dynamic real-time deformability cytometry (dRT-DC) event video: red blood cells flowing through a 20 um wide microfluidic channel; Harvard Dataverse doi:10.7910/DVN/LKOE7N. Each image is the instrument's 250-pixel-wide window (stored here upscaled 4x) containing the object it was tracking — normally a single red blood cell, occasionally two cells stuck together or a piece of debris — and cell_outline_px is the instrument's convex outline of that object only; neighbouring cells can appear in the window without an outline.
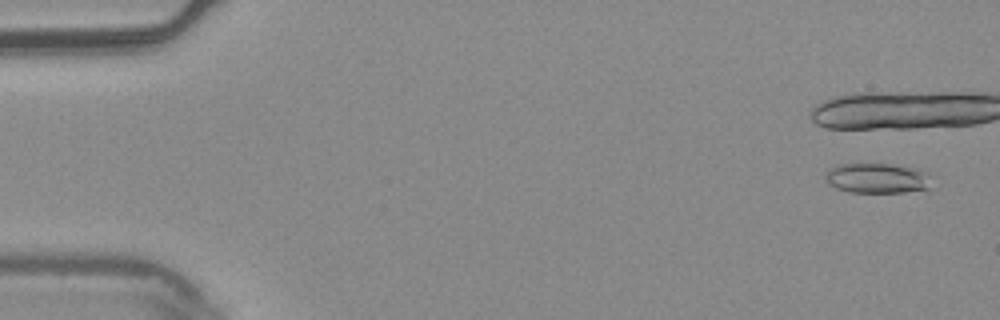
{"species": "common noctule bat (a hibernating species)", "species_latin": "Nyctalus noctula", "temperature_condition": "warm", "stored_images_in_passage": 8, "camera_frame_rate_fps": 3000, "um_per_image_px": 0.085, "animal": {"sex": "male", "body_mass_g": 20.4}, "frame": {"image": 1, "passage_image": 1, "time_ms": 0.0, "image_size_px": [1000, 320], "cell_outline_px": [[936, 176], [928, 188], [904, 192], [848, 192], [836, 188], [828, 184], [824, 176], [828, 168], [836, 164], [892, 164], [920, 168]], "centroid_in_image_um": [74.62, 15.13], "position_along_channel_um": 10.4, "area_um2": 19.19}}
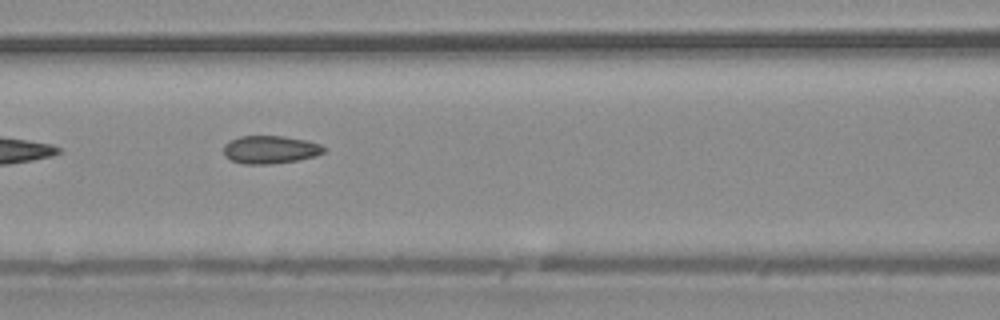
{"frame": {"image": 2, "passage_image": 8, "time_ms": 2.333, "image_size_px": [1000, 320], "cell_outline_px": [[324, 152], [316, 156], [296, 160], [272, 164], [244, 164], [232, 160], [224, 156], [224, 144], [228, 140], [240, 136], [284, 136], [304, 140], [320, 144], [324, 148]], "centroid_in_image_um": [22.93, 12.71], "position_along_channel_um": 143.7, "area_um2": 16.3}}